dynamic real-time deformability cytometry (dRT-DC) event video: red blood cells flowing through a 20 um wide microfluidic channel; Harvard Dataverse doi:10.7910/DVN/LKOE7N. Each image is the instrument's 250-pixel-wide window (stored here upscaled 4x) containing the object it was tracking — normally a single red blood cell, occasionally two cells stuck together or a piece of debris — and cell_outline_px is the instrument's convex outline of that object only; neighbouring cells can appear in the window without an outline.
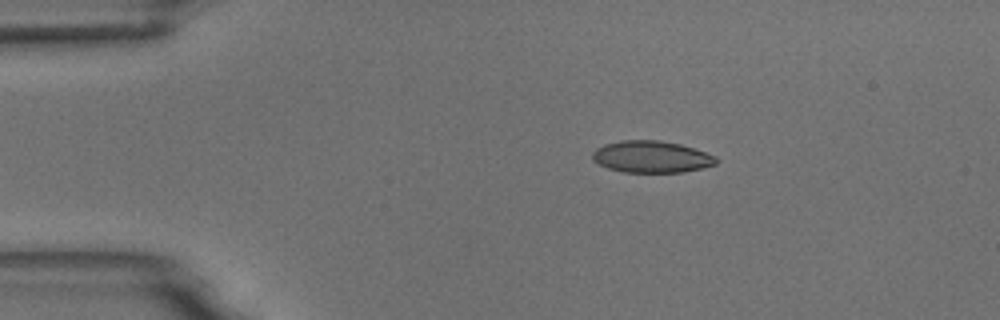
{"species": "common noctule bat (a hibernating species)", "species_latin": "Nyctalus noctula", "temperature_condition": "room temperature", "stored_images_in_passage": 4, "camera_frame_rate_fps": 3000, "um_per_image_px": 0.085, "animal": {"sex": "male", "body_mass_g": 18.8}, "frame": {"image": 1, "passage_image": 2, "time_ms": 1.333, "image_size_px": [1000, 320], "cell_outline_px": [[720, 160], [716, 164], [704, 168], [680, 172], [624, 172], [608, 168], [592, 160], [592, 152], [596, 148], [604, 144], [620, 140], [656, 140], [680, 144], [716, 156]], "centroid_in_image_um": [55.37, 13.33], "position_along_channel_um": 29.6, "area_um2": 22.95}}
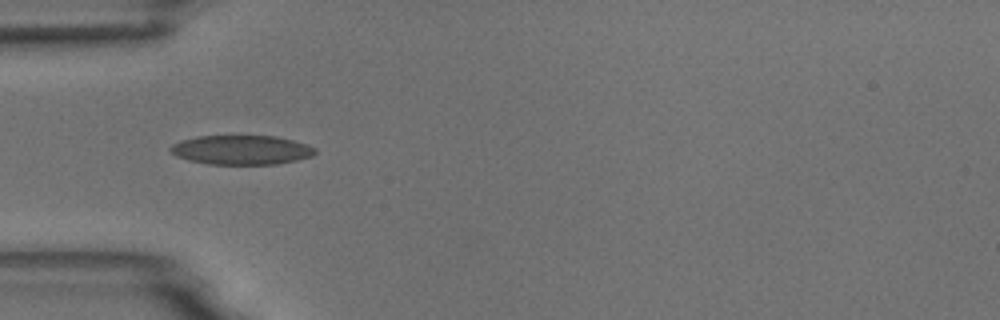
{"frame": {"image": 2, "passage_image": 4, "time_ms": 3.667, "image_size_px": [1000, 320], "cell_outline_px": [[316, 152], [312, 156], [296, 160], [276, 164], [208, 164], [188, 160], [176, 156], [168, 152], [168, 148], [172, 144], [180, 140], [200, 136], [276, 136], [292, 140], [316, 148]], "centroid_in_image_um": [20.46, 12.74], "position_along_channel_um": 64.5, "area_um2": 24.74}}